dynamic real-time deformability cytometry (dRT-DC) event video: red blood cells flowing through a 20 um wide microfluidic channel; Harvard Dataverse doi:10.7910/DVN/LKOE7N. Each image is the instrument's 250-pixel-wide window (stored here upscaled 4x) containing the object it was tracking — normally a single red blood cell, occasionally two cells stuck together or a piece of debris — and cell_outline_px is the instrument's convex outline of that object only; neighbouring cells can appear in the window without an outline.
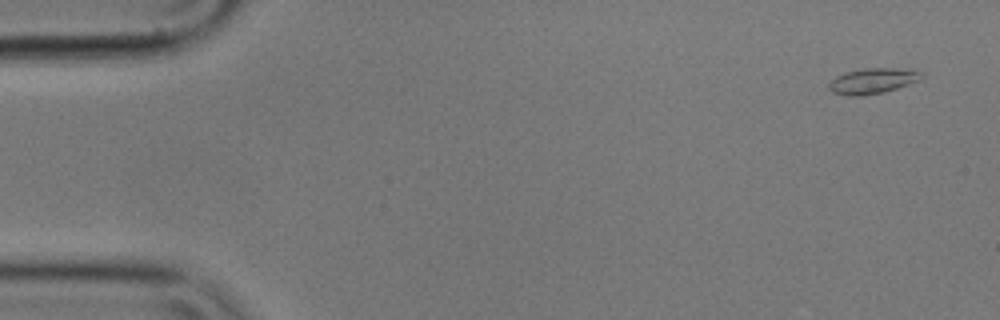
{"species": "common noctule bat (a hibernating species)", "species_latin": "Nyctalus noctula", "temperature_condition": "cold", "stored_images_in_passage": 13, "camera_frame_rate_fps": 3000, "um_per_image_px": 0.085, "animal": {"sex": "male", "body_mass_g": 17.9}, "frame": {"image": 1, "passage_image": 1, "time_ms": 0.0, "image_size_px": [1000, 320], "cell_outline_px": [[924, 76], [920, 80], [884, 92], [860, 96], [848, 96], [832, 92], [828, 88], [828, 84], [836, 76], [848, 72], [864, 68], [896, 68], [920, 72]], "centroid_in_image_um": [74.14, 6.89], "position_along_channel_um": 10.9, "area_um2": 13.58}}
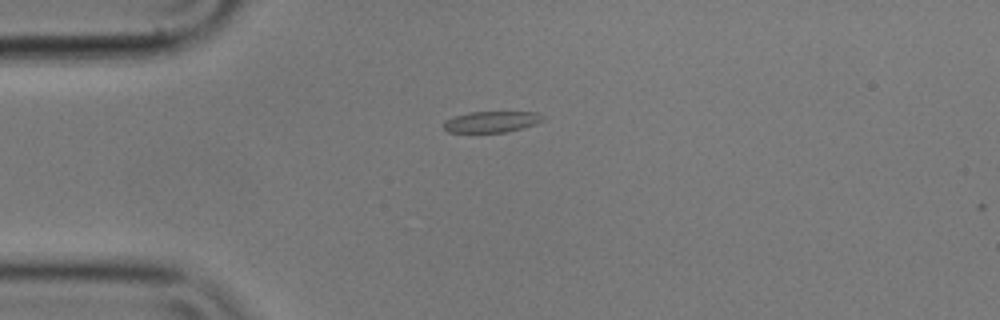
{"frame": {"image": 2, "passage_image": 12, "time_ms": 3.667, "image_size_px": [1000, 320], "cell_outline_px": [[544, 120], [536, 124], [508, 132], [448, 132], [444, 128], [444, 120], [468, 112], [536, 112], [544, 116]], "centroid_in_image_um": [41.8, 10.35], "position_along_channel_um": 43.2, "area_um2": 12.2}}